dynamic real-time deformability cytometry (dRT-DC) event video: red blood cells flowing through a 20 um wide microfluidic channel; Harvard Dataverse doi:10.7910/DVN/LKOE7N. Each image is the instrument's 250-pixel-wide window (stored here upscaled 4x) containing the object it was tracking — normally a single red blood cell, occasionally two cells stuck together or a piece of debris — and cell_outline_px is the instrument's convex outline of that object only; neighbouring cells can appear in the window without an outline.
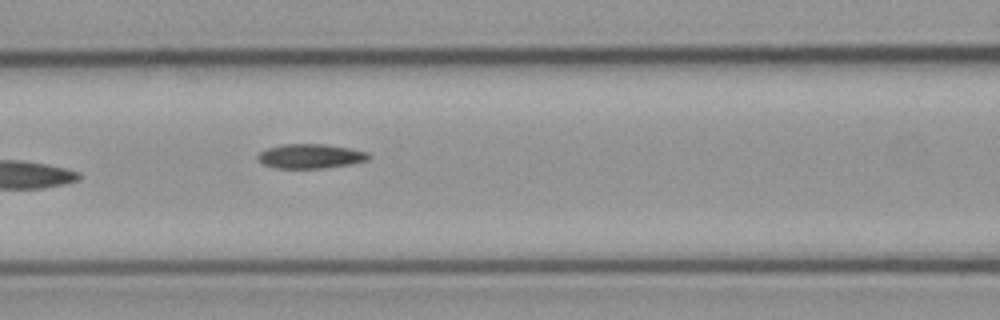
{"species": "common noctule bat (a hibernating species)", "species_latin": "Nyctalus noctula", "temperature_condition": "cold", "stored_images_in_passage": 7, "camera_frame_rate_fps": 3000, "um_per_image_px": 0.085, "animal": {"sex": "male", "body_mass_g": 23.1, "forearm_length_mm": 52.7}, "frame": {"image": 1, "passage_image": 7, "time_ms": 7.333, "image_size_px": [1000, 320], "cell_outline_px": [[368, 160], [348, 164], [324, 168], [276, 168], [264, 164], [256, 156], [260, 152], [268, 148], [284, 144], [324, 144], [348, 148], [368, 152]], "centroid_in_image_um": [26.37, 13.27], "position_along_channel_um": 140.2, "area_um2": 15.49}}